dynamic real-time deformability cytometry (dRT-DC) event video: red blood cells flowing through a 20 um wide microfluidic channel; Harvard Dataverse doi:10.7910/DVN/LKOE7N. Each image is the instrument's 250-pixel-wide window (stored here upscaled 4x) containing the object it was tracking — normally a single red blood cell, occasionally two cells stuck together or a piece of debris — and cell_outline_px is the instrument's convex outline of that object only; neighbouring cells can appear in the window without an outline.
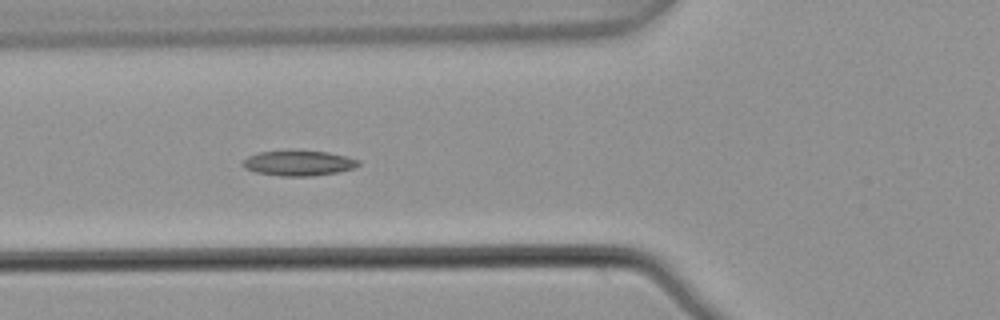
{"species": "common noctule bat (a hibernating species)", "species_latin": "Nyctalus noctula", "temperature_condition": "warm", "stored_images_in_passage": 6, "camera_frame_rate_fps": 3000, "um_per_image_px": 0.085, "animal": {"sex": "male", "body_mass_g": 21.5, "forearm_length_mm": 52.0}, "frame": {"image": 1, "passage_image": 5, "time_ms": 1.333, "image_size_px": [1000, 320], "cell_outline_px": [[360, 164], [356, 168], [340, 172], [312, 176], [280, 176], [256, 172], [244, 168], [240, 164], [248, 156], [260, 152], [328, 152], [348, 156], [360, 160]], "centroid_in_image_um": [25.43, 13.89], "position_along_channel_um": 100.4, "area_um2": 16.82}}
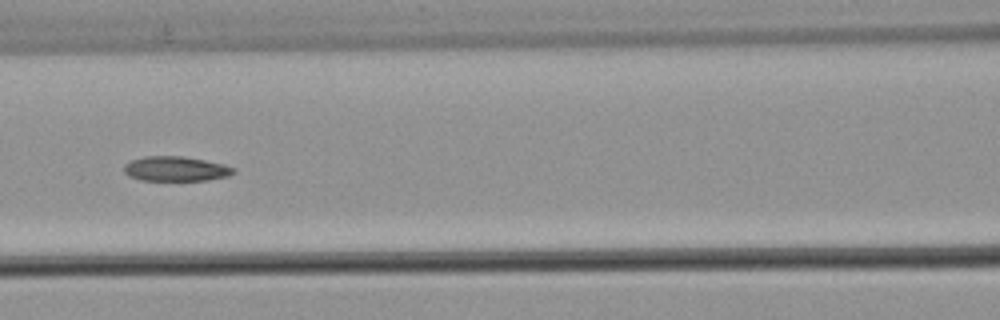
{"frame": {"image": 2, "passage_image": 6, "time_ms": 1.667, "image_size_px": [1000, 320], "cell_outline_px": [[236, 172], [228, 176], [208, 180], [140, 180], [128, 176], [124, 172], [124, 164], [132, 160], [144, 156], [184, 156], [224, 164], [236, 168]], "centroid_in_image_um": [14.95, 14.35], "position_along_channel_um": 151.7, "area_um2": 15.9}}